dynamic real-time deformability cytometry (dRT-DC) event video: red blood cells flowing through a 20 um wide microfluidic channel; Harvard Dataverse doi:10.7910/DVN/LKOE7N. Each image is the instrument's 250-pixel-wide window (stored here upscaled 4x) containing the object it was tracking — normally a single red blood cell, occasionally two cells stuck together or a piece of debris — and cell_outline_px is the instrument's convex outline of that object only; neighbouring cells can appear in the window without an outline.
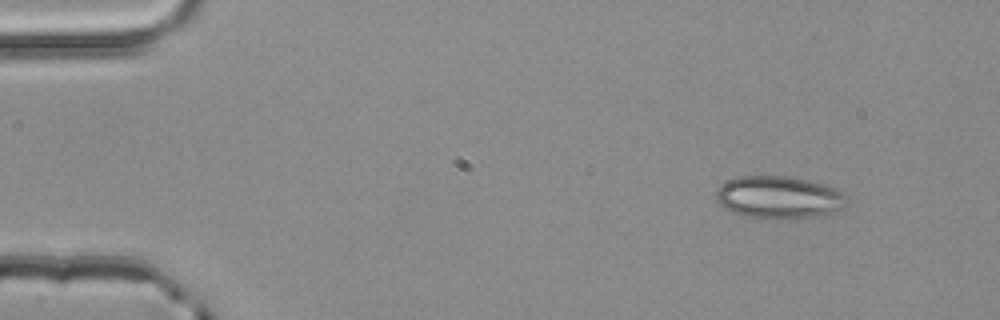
{"species": "common noctule bat (a hibernating species)", "species_latin": "Nyctalus noctula", "temperature_condition": "room temperature", "stored_images_in_passage": 3, "camera_frame_rate_fps": 3000, "um_per_image_px": 0.085, "animal": {"sex": "male", "body_mass_g": 20.4}, "frame": {"image": 1, "passage_image": 1, "time_ms": 0.0, "image_size_px": [1000, 320], "cell_outline_px": [[848, 204], [844, 208], [832, 212], [816, 216], [744, 216], [732, 212], [724, 208], [716, 200], [716, 192], [728, 180], [740, 176], [788, 176], [808, 180], [824, 184], [836, 188], [844, 192], [848, 196]], "centroid_in_image_um": [66.26, 16.73], "position_along_channel_um": 18.7, "area_um2": 31.67}}
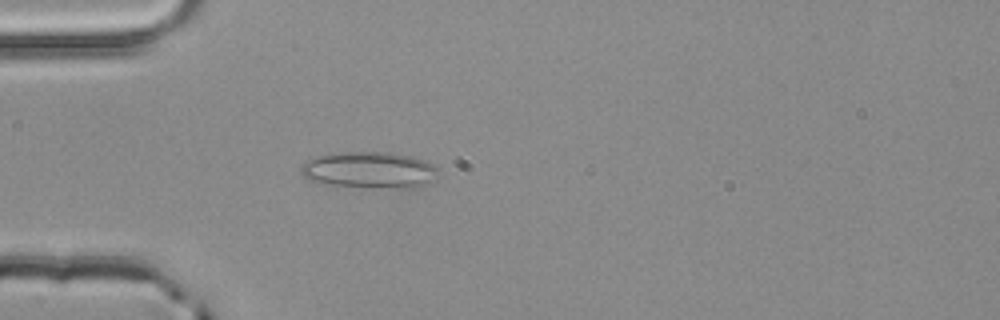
{"frame": {"image": 2, "passage_image": 3, "time_ms": 0.667, "image_size_px": [1000, 320], "cell_outline_px": [[440, 168], [428, 180], [420, 184], [372, 188], [328, 184], [312, 180], [304, 176], [300, 172], [300, 168], [308, 160], [316, 156], [332, 152], [392, 152], [412, 156], [428, 160]], "centroid_in_image_um": [31.33, 14.4], "position_along_channel_um": 53.7, "area_um2": 28.55}}